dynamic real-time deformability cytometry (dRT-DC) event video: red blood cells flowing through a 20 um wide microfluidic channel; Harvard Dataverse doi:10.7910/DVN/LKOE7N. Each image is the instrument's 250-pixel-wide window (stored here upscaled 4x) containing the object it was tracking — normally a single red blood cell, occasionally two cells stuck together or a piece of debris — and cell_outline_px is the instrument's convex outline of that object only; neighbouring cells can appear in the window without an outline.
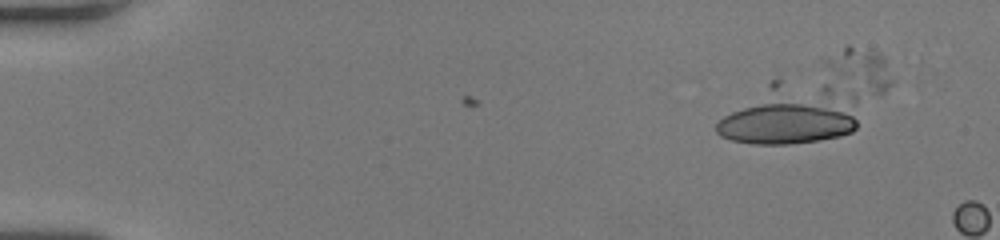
{"species": "human", "species_latin": "Homo sapiens", "temperature_condition": "room temperature", "stored_images_in_passage": 2, "camera_frame_rate_fps": 3000, "um_per_image_px": 0.085, "donor": {"sex": "female"}, "frame": {"image": 1, "passage_image": 1, "time_ms": 0.0, "image_size_px": [1000, 240], "cell_outline_px": [[856, 128], [852, 132], [840, 136], [820, 140], [788, 144], [756, 144], [732, 140], [720, 136], [716, 132], [716, 124], [724, 116], [772, 80], [780, 80], [828, 84], [832, 88], [848, 108], [856, 120]], "centroid_in_image_um": [67.0, 9.78], "position_along_channel_um": 18.0, "area_um2": 47.51}}